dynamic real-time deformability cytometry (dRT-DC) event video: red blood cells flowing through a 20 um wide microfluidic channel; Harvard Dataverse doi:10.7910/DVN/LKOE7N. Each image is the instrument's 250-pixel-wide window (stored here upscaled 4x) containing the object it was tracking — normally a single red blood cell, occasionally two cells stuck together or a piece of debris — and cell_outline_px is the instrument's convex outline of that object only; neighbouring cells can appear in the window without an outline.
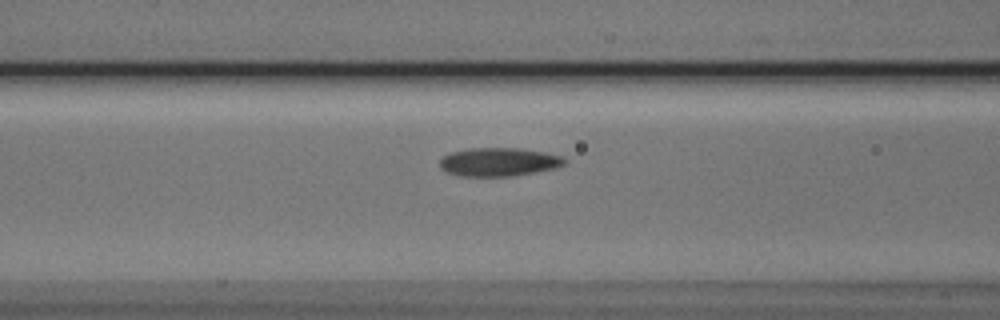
{"species": "Egyptian fruit bat (a non-hibernating species)", "species_latin": "Rousettus aegyptiacus", "temperature_condition": "cold", "stored_images_in_passage": 31, "camera_frame_rate_fps": 3000, "um_per_image_px": 0.085, "animal": {"sex": "male"}, "frame": {"image": 1, "passage_image": 7, "time_ms": 2.0, "image_size_px": [1000, 320], "cell_outline_px": [[568, 160], [564, 164], [556, 168], [512, 176], [460, 176], [444, 172], [440, 168], [440, 160], [444, 156], [452, 152], [468, 148], [520, 148], [544, 152], [560, 156]], "centroid_in_image_um": [42.38, 13.77], "position_along_channel_um": 124.2, "area_um2": 20.75}}
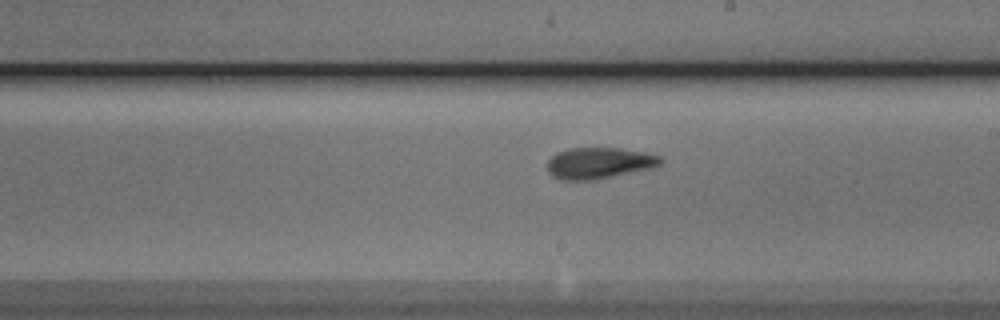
{"frame": {"image": 2, "passage_image": 16, "time_ms": 5.0, "image_size_px": [1000, 320], "cell_outline_px": [[664, 160], [660, 164], [652, 168], [596, 180], [560, 180], [552, 176], [548, 172], [548, 160], [556, 152], [568, 148], [620, 148], [644, 152], [660, 156]], "centroid_in_image_um": [50.91, 13.86], "position_along_channel_um": 238.1, "area_um2": 20.81}}
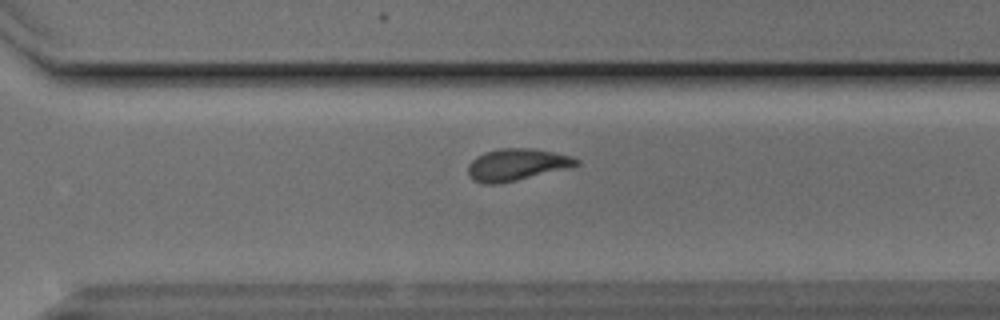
{"frame": {"image": 3, "passage_image": 23, "time_ms": 7.333, "image_size_px": [1000, 320], "cell_outline_px": [[580, 164], [576, 168], [496, 184], [484, 184], [472, 180], [468, 172], [468, 164], [476, 156], [484, 152], [500, 148], [532, 148], [572, 156], [580, 160]], "centroid_in_image_um": [43.98, 14.0], "position_along_channel_um": 326.6, "area_um2": 20.58}}